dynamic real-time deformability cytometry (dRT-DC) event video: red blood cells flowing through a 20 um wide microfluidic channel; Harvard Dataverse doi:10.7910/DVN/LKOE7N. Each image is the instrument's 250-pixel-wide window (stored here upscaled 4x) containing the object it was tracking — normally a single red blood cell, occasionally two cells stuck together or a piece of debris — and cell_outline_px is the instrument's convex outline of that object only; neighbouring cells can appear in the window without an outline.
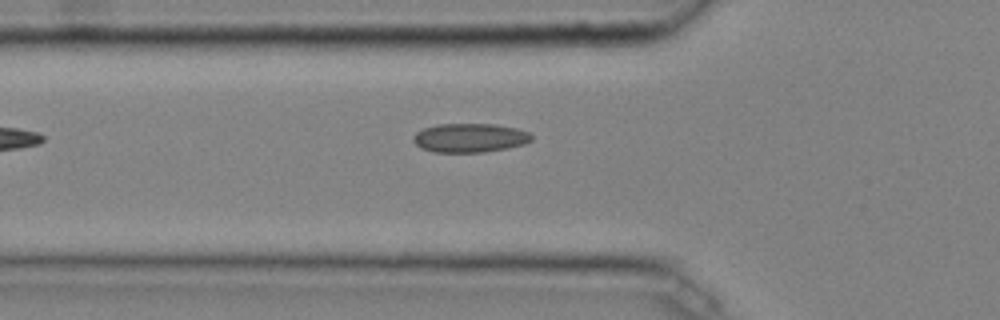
{"species": "common noctule bat (a hibernating species)", "species_latin": "Nyctalus noctula", "temperature_condition": "cold", "stored_images_in_passage": 29, "camera_frame_rate_fps": 3000, "um_per_image_px": 0.085, "animal": {"sex": "male", "body_mass_g": 20.4}, "frame": {"image": 1, "passage_image": 2, "time_ms": 0.333, "image_size_px": [1000, 320], "cell_outline_px": [[532, 140], [524, 144], [508, 148], [484, 152], [432, 152], [420, 148], [412, 140], [412, 136], [416, 132], [424, 128], [436, 124], [496, 124], [516, 128], [528, 132], [532, 136]], "centroid_in_image_um": [39.91, 11.72], "position_along_channel_um": 85.9, "area_um2": 20.11}}
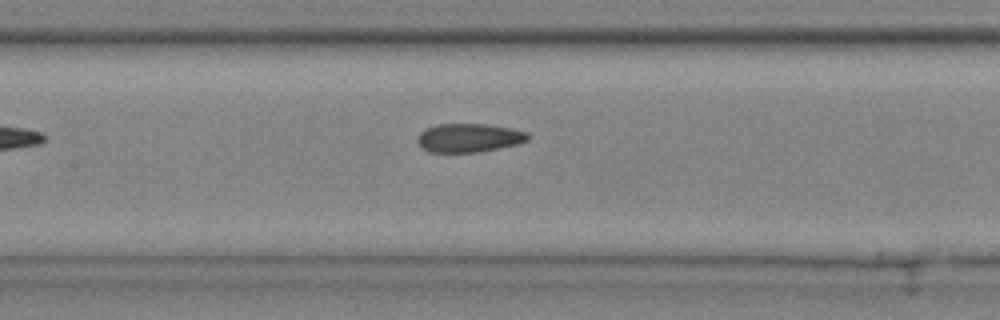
{"frame": {"image": 2, "passage_image": 8, "time_ms": 2.333, "image_size_px": [1000, 320], "cell_outline_px": [[532, 136], [528, 140], [520, 144], [480, 152], [428, 152], [416, 140], [416, 136], [420, 132], [436, 124], [484, 124], [512, 128], [528, 132]], "centroid_in_image_um": [39.91, 11.72], "position_along_channel_um": 167.5, "area_um2": 18.67}}
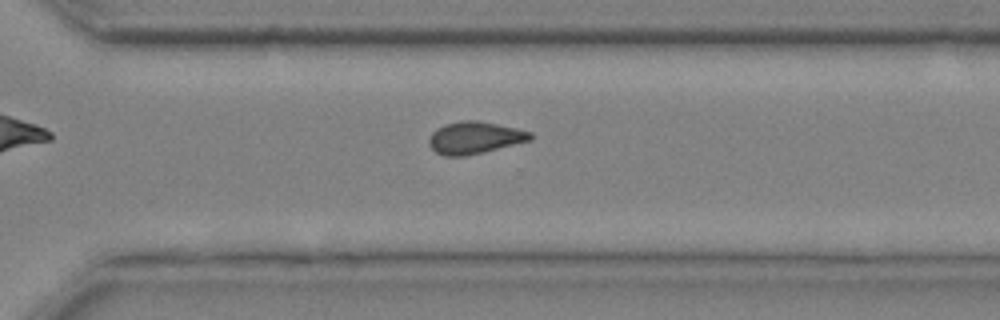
{"frame": {"image": 3, "passage_image": 20, "time_ms": 6.333, "image_size_px": [1000, 320], "cell_outline_px": [[532, 140], [484, 152], [464, 156], [444, 156], [436, 152], [428, 144], [428, 140], [432, 132], [436, 128], [444, 124], [460, 120], [476, 120], [516, 128], [532, 132]], "centroid_in_image_um": [40.33, 11.7], "position_along_channel_um": 330.3, "area_um2": 19.07}}